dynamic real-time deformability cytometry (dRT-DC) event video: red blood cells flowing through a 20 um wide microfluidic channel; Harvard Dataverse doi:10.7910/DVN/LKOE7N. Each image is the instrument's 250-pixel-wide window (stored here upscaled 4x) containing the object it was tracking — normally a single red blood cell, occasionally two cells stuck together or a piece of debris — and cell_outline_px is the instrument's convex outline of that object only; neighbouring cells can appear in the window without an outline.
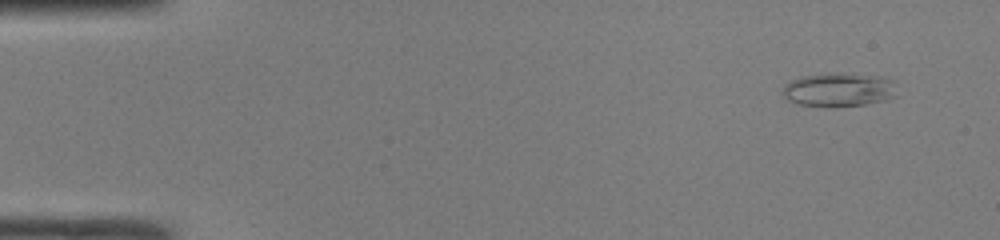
{"species": "common noctule bat (a hibernating species)", "species_latin": "Nyctalus noctula", "temperature_condition": "room temperature", "stored_images_in_passage": 49, "camera_frame_rate_fps": 3000, "um_per_image_px": 0.085, "animal": {"sex": "male", "body_mass_g": 19.0, "forearm_length_mm": 50.8}, "frame": {"image": 1, "passage_image": 4, "time_ms": 1.0, "image_size_px": [1000, 240], "cell_outline_px": [[896, 96], [884, 100], [864, 104], [836, 108], [796, 104], [788, 100], [784, 96], [784, 84], [800, 76], [880, 76], [892, 80]], "centroid_in_image_um": [71.27, 7.7], "position_along_channel_um": 13.7, "area_um2": 21.56}}
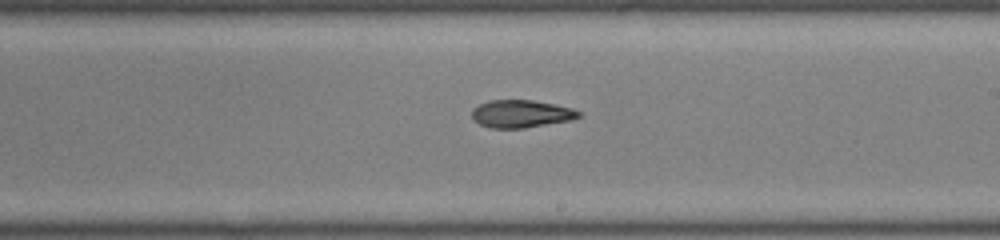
{"frame": {"image": 2, "passage_image": 29, "time_ms": 9.333, "image_size_px": [1000, 240], "cell_outline_px": [[580, 116], [572, 120], [524, 128], [492, 128], [480, 124], [472, 116], [472, 108], [480, 104], [492, 100], [532, 100], [572, 108], [580, 112]], "centroid_in_image_um": [44.3, 9.67], "position_along_channel_um": 244.7, "area_um2": 16.99}}
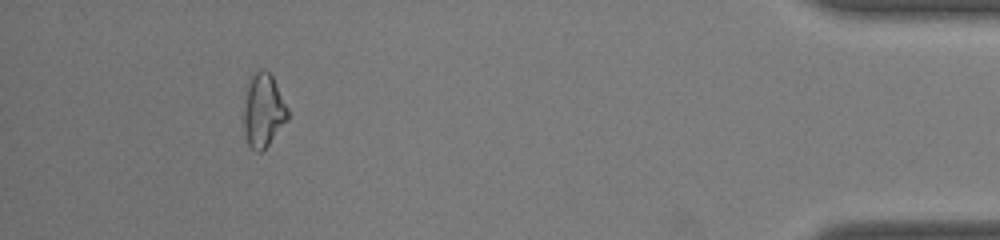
{"frame": {"image": 3, "passage_image": 45, "time_ms": 14.667, "image_size_px": [1000, 240], "cell_outline_px": [[288, 120], [268, 144], [260, 152], [256, 152], [248, 144], [244, 136], [244, 100], [248, 76], [260, 68], [264, 68], [272, 76], [288, 108]], "centroid_in_image_um": [22.35, 9.35], "position_along_channel_um": 412.8, "area_um2": 19.07}}